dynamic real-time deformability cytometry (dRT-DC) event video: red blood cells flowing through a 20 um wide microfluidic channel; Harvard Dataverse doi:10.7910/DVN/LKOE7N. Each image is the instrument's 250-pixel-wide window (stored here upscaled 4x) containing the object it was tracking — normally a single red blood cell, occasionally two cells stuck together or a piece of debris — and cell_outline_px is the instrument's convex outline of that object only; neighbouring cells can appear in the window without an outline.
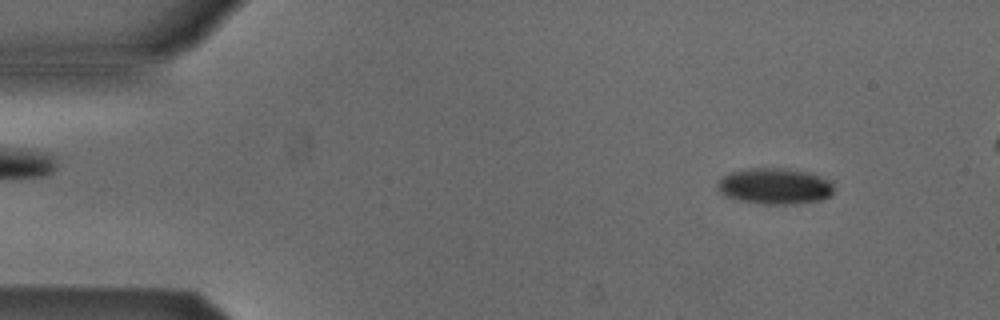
{"species": "Egyptian fruit bat (a non-hibernating species)", "species_latin": "Rousettus aegyptiacus", "temperature_condition": "cold", "stored_images_in_passage": 50, "camera_frame_rate_fps": 3000, "um_per_image_px": 0.085, "animal": {"sex": "male"}, "frame": {"image": 1, "passage_image": 5, "time_ms": 1.333, "image_size_px": [1000, 320], "cell_outline_px": [[832, 196], [820, 200], [796, 204], [764, 204], [740, 200], [724, 196], [720, 192], [716, 184], [724, 176], [732, 172], [744, 168], [780, 168], [804, 172], [828, 180], [832, 184]], "centroid_in_image_um": [65.82, 15.84], "position_along_channel_um": 19.2, "area_um2": 24.16}}
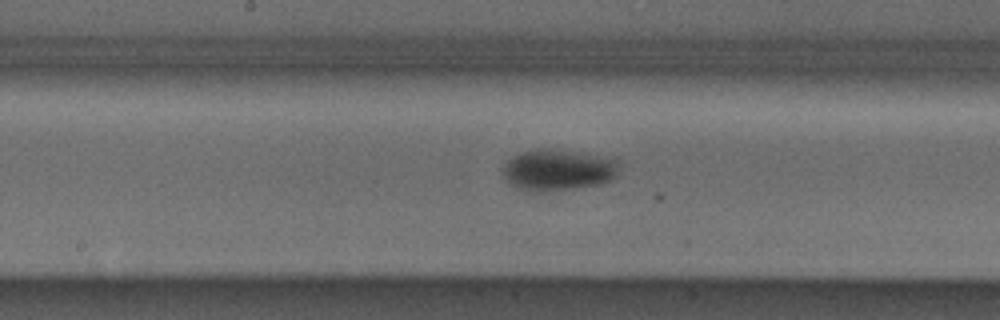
{"frame": {"image": 2, "passage_image": 26, "time_ms": 8.333, "image_size_px": [1000, 320], "cell_outline_px": [[616, 176], [600, 184], [576, 188], [540, 192], [536, 192], [520, 188], [512, 184], [504, 176], [504, 164], [508, 160], [524, 152], [536, 148], [548, 148], [616, 160]], "centroid_in_image_um": [47.38, 14.46], "position_along_channel_um": 200.8, "area_um2": 26.93}}
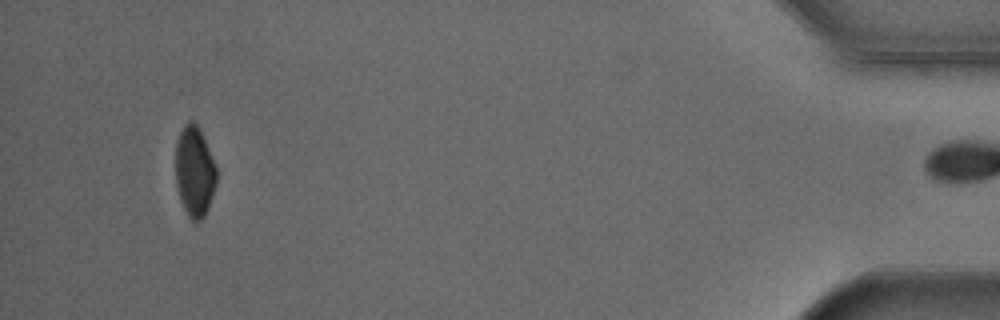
{"frame": {"image": 3, "passage_image": 49, "time_ms": 16.0, "image_size_px": [1000, 320], "cell_outline_px": [[216, 184], [208, 208], [204, 216], [200, 220], [192, 220], [188, 216], [180, 200], [176, 188], [176, 140], [184, 124], [188, 120], [192, 120], [200, 128], [216, 164]], "centroid_in_image_um": [16.53, 14.54], "position_along_channel_um": 418.7, "area_um2": 21.73}, "authors_computed_cell_mechanics": {"area_um2": 25.0563, "velocity_mm_per_s": 3.8594, "shape_relaxation_time_tau1_ms": 9.0194, "shape_relaxation_time_tau2_ms": null, "deformation_change_tau1": 0.1292, "deformation_change_tau2": null}}